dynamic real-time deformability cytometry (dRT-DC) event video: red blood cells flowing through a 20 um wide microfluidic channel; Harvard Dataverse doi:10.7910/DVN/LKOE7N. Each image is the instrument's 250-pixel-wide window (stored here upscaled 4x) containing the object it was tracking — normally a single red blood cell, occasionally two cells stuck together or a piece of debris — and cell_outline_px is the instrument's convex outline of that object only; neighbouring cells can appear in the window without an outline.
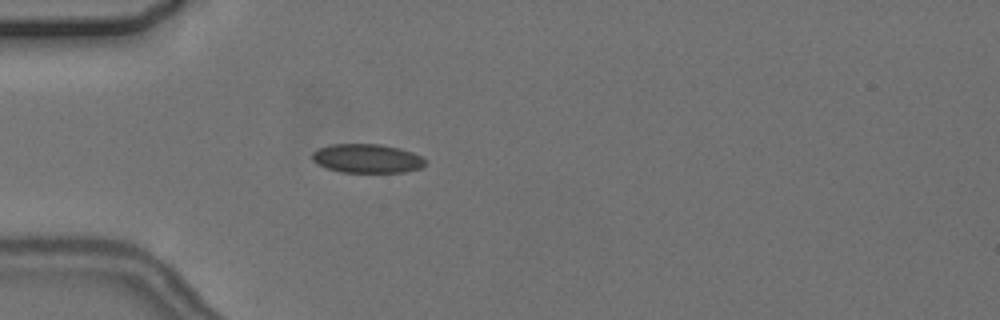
{"species": "common noctule bat (a hibernating species)", "species_latin": "Nyctalus noctula", "temperature_condition": "cold", "stored_images_in_passage": 1, "camera_frame_rate_fps": 3000, "um_per_image_px": 0.085, "animal": {"sex": "female", "body_mass_g": 24.6, "forearm_length_mm": 56.2}, "frame": {"image": 1, "passage_image": 1, "time_ms": 0.0, "image_size_px": [1000, 320], "cell_outline_px": [[428, 164], [420, 168], [404, 172], [340, 172], [328, 168], [312, 160], [312, 152], [320, 148], [332, 144], [380, 144], [400, 148], [412, 152], [428, 160]], "centroid_in_image_um": [31.25, 13.47], "position_along_channel_um": 53.7, "area_um2": 19.07}}